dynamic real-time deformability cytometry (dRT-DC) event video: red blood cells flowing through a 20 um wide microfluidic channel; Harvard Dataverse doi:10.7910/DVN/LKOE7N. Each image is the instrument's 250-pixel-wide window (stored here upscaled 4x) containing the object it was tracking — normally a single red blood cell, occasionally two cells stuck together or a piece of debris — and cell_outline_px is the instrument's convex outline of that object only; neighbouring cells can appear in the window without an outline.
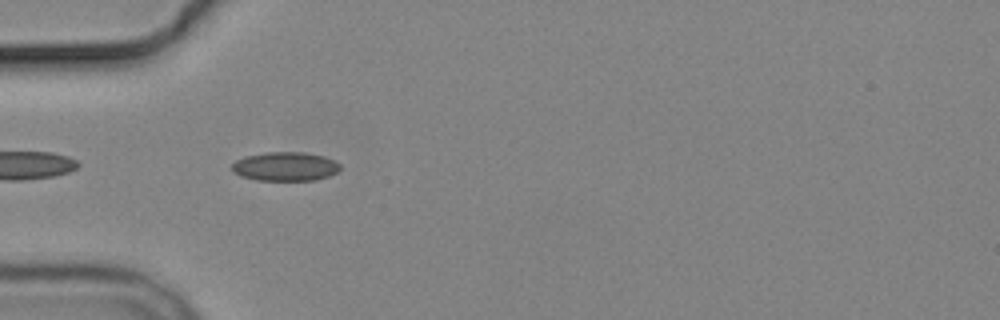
{"species": "common noctule bat (a hibernating species)", "species_latin": "Nyctalus noctula", "temperature_condition": "cold", "stored_images_in_passage": 7, "camera_frame_rate_fps": 3000, "um_per_image_px": 0.085, "animal": {"sex": "male", "body_mass_g": 19.2, "forearm_length_mm": 51.8}, "frame": {"image": 1, "passage_image": 6, "time_ms": 5.667, "image_size_px": [1000, 320], "cell_outline_px": [[340, 168], [336, 172], [328, 176], [316, 180], [256, 180], [240, 176], [232, 172], [232, 164], [236, 160], [244, 156], [264, 152], [304, 152], [324, 156], [340, 164]], "centroid_in_image_um": [24.21, 14.14], "position_along_channel_um": 60.8, "area_um2": 18.32}}